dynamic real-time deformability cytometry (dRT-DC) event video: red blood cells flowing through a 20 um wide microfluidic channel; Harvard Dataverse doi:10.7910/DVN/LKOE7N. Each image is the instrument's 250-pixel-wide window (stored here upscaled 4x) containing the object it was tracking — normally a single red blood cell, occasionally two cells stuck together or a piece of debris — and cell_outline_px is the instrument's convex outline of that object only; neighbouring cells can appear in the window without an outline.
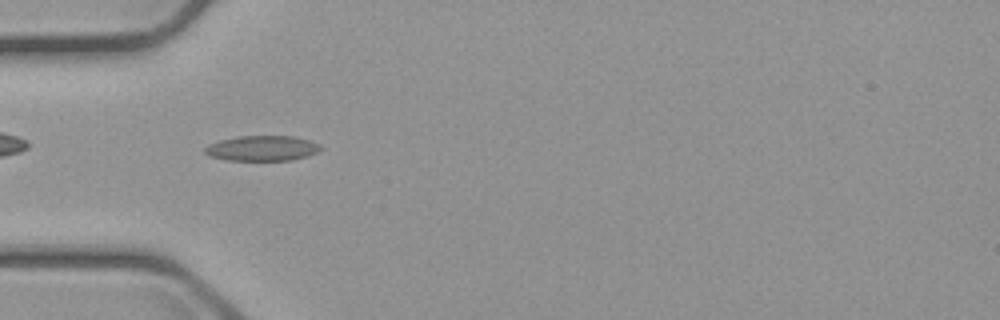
{"species": "common noctule bat (a hibernating species)", "species_latin": "Nyctalus noctula", "temperature_condition": "cold", "stored_images_in_passage": 3, "camera_frame_rate_fps": 3000, "um_per_image_px": 0.085, "animal": {"sex": "male", "body_mass_g": 23.1, "forearm_length_mm": 52.7}, "frame": {"image": 1, "passage_image": 2, "time_ms": 1.333, "image_size_px": [1000, 320], "cell_outline_px": [[324, 148], [308, 156], [292, 160], [228, 160], [208, 156], [204, 152], [204, 148], [208, 144], [220, 140], [236, 136], [292, 136], [308, 140], [320, 144]], "centroid_in_image_um": [22.27, 12.6], "position_along_channel_um": 62.7, "area_um2": 17.11}}
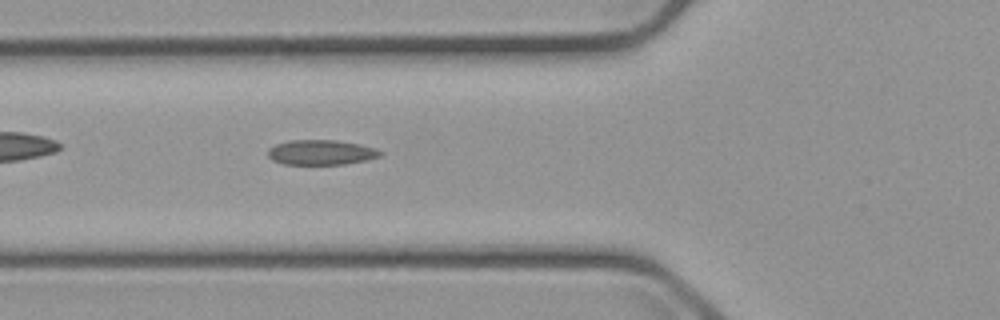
{"frame": {"image": 2, "passage_image": 3, "time_ms": 2.333, "image_size_px": [1000, 320], "cell_outline_px": [[384, 152], [380, 156], [368, 160], [344, 164], [284, 164], [272, 160], [268, 156], [268, 148], [276, 144], [292, 140], [336, 140], [376, 148]], "centroid_in_image_um": [27.3, 12.95], "position_along_channel_um": 98.5, "area_um2": 16.3}}